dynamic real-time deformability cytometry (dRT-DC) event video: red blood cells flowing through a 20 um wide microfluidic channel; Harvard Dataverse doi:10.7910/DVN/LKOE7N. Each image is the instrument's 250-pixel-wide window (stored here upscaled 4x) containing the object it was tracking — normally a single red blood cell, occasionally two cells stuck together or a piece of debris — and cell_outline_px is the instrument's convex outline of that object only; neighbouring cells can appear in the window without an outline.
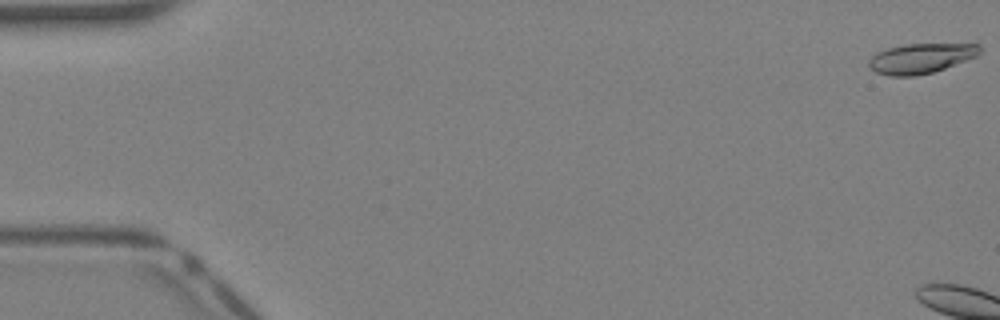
{"species": "Egyptian fruit bat (a non-hibernating species)", "species_latin": "Rousettus aegyptiacus", "temperature_condition": "warm", "stored_images_in_passage": 4, "camera_frame_rate_fps": 3000, "um_per_image_px": 0.085, "animal": {"sex": "female"}, "frame": {"image": 1, "passage_image": 1, "time_ms": 0.0, "image_size_px": [1000, 320], "cell_outline_px": [[980, 52], [976, 56], [944, 68], [932, 72], [916, 76], [888, 76], [876, 72], [868, 64], [868, 60], [876, 52], [888, 48], [904, 44], [980, 44]], "centroid_in_image_um": [78.23, 4.96], "position_along_channel_um": 6.8, "area_um2": 19.19}}